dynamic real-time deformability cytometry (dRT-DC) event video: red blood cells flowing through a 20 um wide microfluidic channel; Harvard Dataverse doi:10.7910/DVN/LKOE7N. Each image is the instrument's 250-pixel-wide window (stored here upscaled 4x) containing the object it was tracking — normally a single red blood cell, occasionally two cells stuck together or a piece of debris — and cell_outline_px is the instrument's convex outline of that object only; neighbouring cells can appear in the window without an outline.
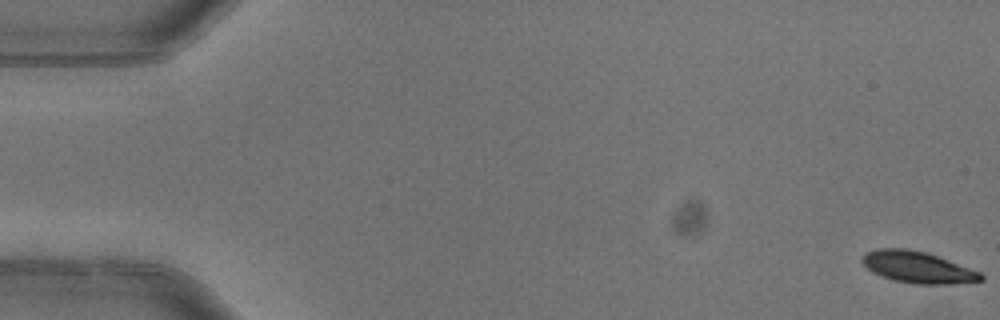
{"species": "common noctule bat (a hibernating species)", "species_latin": "Nyctalus noctula", "temperature_condition": "warm", "stored_images_in_passage": 5, "camera_frame_rate_fps": 3000, "um_per_image_px": 0.085, "animal": {"sex": "female"}, "frame": {"image": 1, "passage_image": 1, "time_ms": 0.0, "image_size_px": [1000, 320], "cell_outline_px": [[984, 280], [948, 284], [912, 284], [892, 280], [880, 276], [872, 272], [860, 260], [860, 256], [864, 252], [876, 248], [908, 248], [924, 252], [936, 256], [980, 272], [984, 276]], "centroid_in_image_um": [77.92, 22.71], "position_along_channel_um": 7.1, "area_um2": 21.85}}
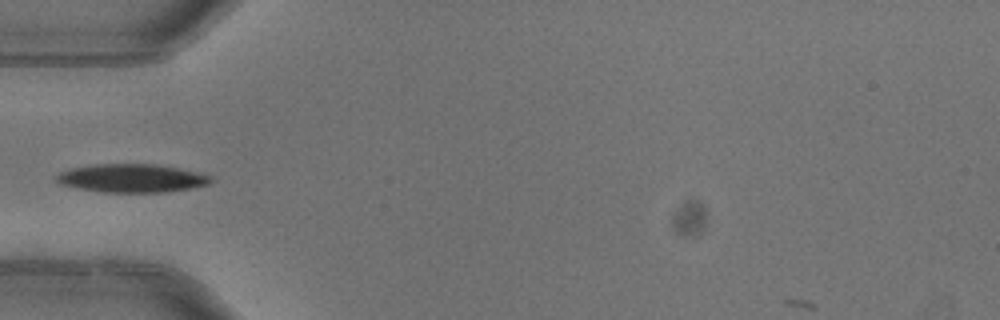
{"frame": {"image": 2, "passage_image": 5, "time_ms": 1.333, "image_size_px": [1000, 320], "cell_outline_px": [[212, 180], [208, 184], [192, 188], [168, 192], [104, 192], [76, 188], [60, 184], [56, 180], [56, 176], [60, 172], [72, 168], [96, 164], [152, 164], [176, 168], [196, 172], [212, 176]], "centroid_in_image_um": [11.19, 15.15], "position_along_channel_um": 73.8, "area_um2": 25.32}}